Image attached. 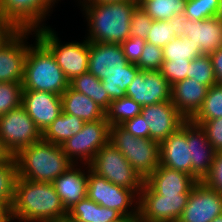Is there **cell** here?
<instances>
[{"label": "cell", "instance_id": "33", "mask_svg": "<svg viewBox=\"0 0 222 222\" xmlns=\"http://www.w3.org/2000/svg\"><path fill=\"white\" fill-rule=\"evenodd\" d=\"M222 117V85H212L202 107L190 120H214Z\"/></svg>", "mask_w": 222, "mask_h": 222}, {"label": "cell", "instance_id": "28", "mask_svg": "<svg viewBox=\"0 0 222 222\" xmlns=\"http://www.w3.org/2000/svg\"><path fill=\"white\" fill-rule=\"evenodd\" d=\"M69 87L92 99L104 111L109 108L112 101L105 92L101 80L88 71L69 81Z\"/></svg>", "mask_w": 222, "mask_h": 222}, {"label": "cell", "instance_id": "50", "mask_svg": "<svg viewBox=\"0 0 222 222\" xmlns=\"http://www.w3.org/2000/svg\"><path fill=\"white\" fill-rule=\"evenodd\" d=\"M110 222H139L138 216L122 215L120 218Z\"/></svg>", "mask_w": 222, "mask_h": 222}, {"label": "cell", "instance_id": "14", "mask_svg": "<svg viewBox=\"0 0 222 222\" xmlns=\"http://www.w3.org/2000/svg\"><path fill=\"white\" fill-rule=\"evenodd\" d=\"M222 214V194L198 181L177 222H211Z\"/></svg>", "mask_w": 222, "mask_h": 222}, {"label": "cell", "instance_id": "48", "mask_svg": "<svg viewBox=\"0 0 222 222\" xmlns=\"http://www.w3.org/2000/svg\"><path fill=\"white\" fill-rule=\"evenodd\" d=\"M190 20L185 13L173 16L169 21L173 25L177 37H183L184 22Z\"/></svg>", "mask_w": 222, "mask_h": 222}, {"label": "cell", "instance_id": "42", "mask_svg": "<svg viewBox=\"0 0 222 222\" xmlns=\"http://www.w3.org/2000/svg\"><path fill=\"white\" fill-rule=\"evenodd\" d=\"M190 63L191 61H164L160 71L172 86L185 78H189Z\"/></svg>", "mask_w": 222, "mask_h": 222}, {"label": "cell", "instance_id": "6", "mask_svg": "<svg viewBox=\"0 0 222 222\" xmlns=\"http://www.w3.org/2000/svg\"><path fill=\"white\" fill-rule=\"evenodd\" d=\"M88 166L95 174L115 185L133 190L139 196L144 179L111 143L103 146Z\"/></svg>", "mask_w": 222, "mask_h": 222}, {"label": "cell", "instance_id": "34", "mask_svg": "<svg viewBox=\"0 0 222 222\" xmlns=\"http://www.w3.org/2000/svg\"><path fill=\"white\" fill-rule=\"evenodd\" d=\"M189 78L196 80L209 88L217 84L213 64L209 54L199 55L191 60L189 65Z\"/></svg>", "mask_w": 222, "mask_h": 222}, {"label": "cell", "instance_id": "19", "mask_svg": "<svg viewBox=\"0 0 222 222\" xmlns=\"http://www.w3.org/2000/svg\"><path fill=\"white\" fill-rule=\"evenodd\" d=\"M160 165L192 176L190 147L187 142V120L160 143Z\"/></svg>", "mask_w": 222, "mask_h": 222}, {"label": "cell", "instance_id": "53", "mask_svg": "<svg viewBox=\"0 0 222 222\" xmlns=\"http://www.w3.org/2000/svg\"><path fill=\"white\" fill-rule=\"evenodd\" d=\"M216 17L220 21H222V0H219V7H218V11H217Z\"/></svg>", "mask_w": 222, "mask_h": 222}, {"label": "cell", "instance_id": "36", "mask_svg": "<svg viewBox=\"0 0 222 222\" xmlns=\"http://www.w3.org/2000/svg\"><path fill=\"white\" fill-rule=\"evenodd\" d=\"M22 83L0 82V116L22 103Z\"/></svg>", "mask_w": 222, "mask_h": 222}, {"label": "cell", "instance_id": "13", "mask_svg": "<svg viewBox=\"0 0 222 222\" xmlns=\"http://www.w3.org/2000/svg\"><path fill=\"white\" fill-rule=\"evenodd\" d=\"M53 5V0H0V14L19 30H37L46 26L42 22Z\"/></svg>", "mask_w": 222, "mask_h": 222}, {"label": "cell", "instance_id": "15", "mask_svg": "<svg viewBox=\"0 0 222 222\" xmlns=\"http://www.w3.org/2000/svg\"><path fill=\"white\" fill-rule=\"evenodd\" d=\"M172 86L160 70H140L126 90V97L141 106L171 101Z\"/></svg>", "mask_w": 222, "mask_h": 222}, {"label": "cell", "instance_id": "17", "mask_svg": "<svg viewBox=\"0 0 222 222\" xmlns=\"http://www.w3.org/2000/svg\"><path fill=\"white\" fill-rule=\"evenodd\" d=\"M32 32L19 30L0 48V82L22 83L29 46L26 41Z\"/></svg>", "mask_w": 222, "mask_h": 222}, {"label": "cell", "instance_id": "47", "mask_svg": "<svg viewBox=\"0 0 222 222\" xmlns=\"http://www.w3.org/2000/svg\"><path fill=\"white\" fill-rule=\"evenodd\" d=\"M217 84L222 85V47L209 54Z\"/></svg>", "mask_w": 222, "mask_h": 222}, {"label": "cell", "instance_id": "22", "mask_svg": "<svg viewBox=\"0 0 222 222\" xmlns=\"http://www.w3.org/2000/svg\"><path fill=\"white\" fill-rule=\"evenodd\" d=\"M209 87L191 78H185L172 85L171 101L176 110L190 120L202 107Z\"/></svg>", "mask_w": 222, "mask_h": 222}, {"label": "cell", "instance_id": "7", "mask_svg": "<svg viewBox=\"0 0 222 222\" xmlns=\"http://www.w3.org/2000/svg\"><path fill=\"white\" fill-rule=\"evenodd\" d=\"M33 32L52 52L69 81L88 71L89 41L87 39L82 43L70 42L63 45L56 32L49 26H43Z\"/></svg>", "mask_w": 222, "mask_h": 222}, {"label": "cell", "instance_id": "2", "mask_svg": "<svg viewBox=\"0 0 222 222\" xmlns=\"http://www.w3.org/2000/svg\"><path fill=\"white\" fill-rule=\"evenodd\" d=\"M82 3V4H81ZM89 26V42L121 44L130 37L135 1L94 3L80 2Z\"/></svg>", "mask_w": 222, "mask_h": 222}, {"label": "cell", "instance_id": "1", "mask_svg": "<svg viewBox=\"0 0 222 222\" xmlns=\"http://www.w3.org/2000/svg\"><path fill=\"white\" fill-rule=\"evenodd\" d=\"M67 210L51 182H33L18 177L11 207L12 221L60 222Z\"/></svg>", "mask_w": 222, "mask_h": 222}, {"label": "cell", "instance_id": "41", "mask_svg": "<svg viewBox=\"0 0 222 222\" xmlns=\"http://www.w3.org/2000/svg\"><path fill=\"white\" fill-rule=\"evenodd\" d=\"M200 125L204 130L209 143L213 149L219 153L222 152V117L214 120H191Z\"/></svg>", "mask_w": 222, "mask_h": 222}, {"label": "cell", "instance_id": "23", "mask_svg": "<svg viewBox=\"0 0 222 222\" xmlns=\"http://www.w3.org/2000/svg\"><path fill=\"white\" fill-rule=\"evenodd\" d=\"M144 182L159 195H181L191 193L198 182L194 177L184 172L172 170L159 164Z\"/></svg>", "mask_w": 222, "mask_h": 222}, {"label": "cell", "instance_id": "3", "mask_svg": "<svg viewBox=\"0 0 222 222\" xmlns=\"http://www.w3.org/2000/svg\"><path fill=\"white\" fill-rule=\"evenodd\" d=\"M14 157L18 177L33 182L52 183L73 165L61 146L43 139L22 148Z\"/></svg>", "mask_w": 222, "mask_h": 222}, {"label": "cell", "instance_id": "49", "mask_svg": "<svg viewBox=\"0 0 222 222\" xmlns=\"http://www.w3.org/2000/svg\"><path fill=\"white\" fill-rule=\"evenodd\" d=\"M11 208L0 203V222H11Z\"/></svg>", "mask_w": 222, "mask_h": 222}, {"label": "cell", "instance_id": "30", "mask_svg": "<svg viewBox=\"0 0 222 222\" xmlns=\"http://www.w3.org/2000/svg\"><path fill=\"white\" fill-rule=\"evenodd\" d=\"M18 166L14 156L0 162V203L10 208L14 201Z\"/></svg>", "mask_w": 222, "mask_h": 222}, {"label": "cell", "instance_id": "12", "mask_svg": "<svg viewBox=\"0 0 222 222\" xmlns=\"http://www.w3.org/2000/svg\"><path fill=\"white\" fill-rule=\"evenodd\" d=\"M138 66L129 63L121 44L89 42L88 72L102 80L109 74L133 73Z\"/></svg>", "mask_w": 222, "mask_h": 222}, {"label": "cell", "instance_id": "44", "mask_svg": "<svg viewBox=\"0 0 222 222\" xmlns=\"http://www.w3.org/2000/svg\"><path fill=\"white\" fill-rule=\"evenodd\" d=\"M202 182L222 194V152L216 154L210 172Z\"/></svg>", "mask_w": 222, "mask_h": 222}, {"label": "cell", "instance_id": "18", "mask_svg": "<svg viewBox=\"0 0 222 222\" xmlns=\"http://www.w3.org/2000/svg\"><path fill=\"white\" fill-rule=\"evenodd\" d=\"M21 105L42 133L63 111L61 95L50 92L23 90Z\"/></svg>", "mask_w": 222, "mask_h": 222}, {"label": "cell", "instance_id": "4", "mask_svg": "<svg viewBox=\"0 0 222 222\" xmlns=\"http://www.w3.org/2000/svg\"><path fill=\"white\" fill-rule=\"evenodd\" d=\"M28 46L25 61L23 90H36L62 95L69 80L57 64L52 52L36 37Z\"/></svg>", "mask_w": 222, "mask_h": 222}, {"label": "cell", "instance_id": "37", "mask_svg": "<svg viewBox=\"0 0 222 222\" xmlns=\"http://www.w3.org/2000/svg\"><path fill=\"white\" fill-rule=\"evenodd\" d=\"M219 0H187L184 13L191 20L216 17Z\"/></svg>", "mask_w": 222, "mask_h": 222}, {"label": "cell", "instance_id": "32", "mask_svg": "<svg viewBox=\"0 0 222 222\" xmlns=\"http://www.w3.org/2000/svg\"><path fill=\"white\" fill-rule=\"evenodd\" d=\"M187 0H149L141 8L153 20H170L173 16L184 13Z\"/></svg>", "mask_w": 222, "mask_h": 222}, {"label": "cell", "instance_id": "11", "mask_svg": "<svg viewBox=\"0 0 222 222\" xmlns=\"http://www.w3.org/2000/svg\"><path fill=\"white\" fill-rule=\"evenodd\" d=\"M189 195L190 193L162 196L144 182L139 193V222H177Z\"/></svg>", "mask_w": 222, "mask_h": 222}, {"label": "cell", "instance_id": "24", "mask_svg": "<svg viewBox=\"0 0 222 222\" xmlns=\"http://www.w3.org/2000/svg\"><path fill=\"white\" fill-rule=\"evenodd\" d=\"M77 166L73 164L52 182L66 210L87 196L88 171Z\"/></svg>", "mask_w": 222, "mask_h": 222}, {"label": "cell", "instance_id": "46", "mask_svg": "<svg viewBox=\"0 0 222 222\" xmlns=\"http://www.w3.org/2000/svg\"><path fill=\"white\" fill-rule=\"evenodd\" d=\"M19 29L0 14V48L7 43Z\"/></svg>", "mask_w": 222, "mask_h": 222}, {"label": "cell", "instance_id": "43", "mask_svg": "<svg viewBox=\"0 0 222 222\" xmlns=\"http://www.w3.org/2000/svg\"><path fill=\"white\" fill-rule=\"evenodd\" d=\"M146 40L139 37H129L121 43L124 55L129 63H137L143 53Z\"/></svg>", "mask_w": 222, "mask_h": 222}, {"label": "cell", "instance_id": "20", "mask_svg": "<svg viewBox=\"0 0 222 222\" xmlns=\"http://www.w3.org/2000/svg\"><path fill=\"white\" fill-rule=\"evenodd\" d=\"M187 142L190 147L192 177L197 181H203L210 172L217 152L209 143L200 125L191 120H187Z\"/></svg>", "mask_w": 222, "mask_h": 222}, {"label": "cell", "instance_id": "31", "mask_svg": "<svg viewBox=\"0 0 222 222\" xmlns=\"http://www.w3.org/2000/svg\"><path fill=\"white\" fill-rule=\"evenodd\" d=\"M204 53L185 37H176L163 47L164 61H191Z\"/></svg>", "mask_w": 222, "mask_h": 222}, {"label": "cell", "instance_id": "27", "mask_svg": "<svg viewBox=\"0 0 222 222\" xmlns=\"http://www.w3.org/2000/svg\"><path fill=\"white\" fill-rule=\"evenodd\" d=\"M85 121L74 115L62 113L42 133V139L61 146L69 138L76 135L84 126Z\"/></svg>", "mask_w": 222, "mask_h": 222}, {"label": "cell", "instance_id": "16", "mask_svg": "<svg viewBox=\"0 0 222 222\" xmlns=\"http://www.w3.org/2000/svg\"><path fill=\"white\" fill-rule=\"evenodd\" d=\"M141 116L146 124V138L159 143L167 139L186 121L172 101L142 106Z\"/></svg>", "mask_w": 222, "mask_h": 222}, {"label": "cell", "instance_id": "54", "mask_svg": "<svg viewBox=\"0 0 222 222\" xmlns=\"http://www.w3.org/2000/svg\"><path fill=\"white\" fill-rule=\"evenodd\" d=\"M60 222H78L75 219H72L68 216L64 217Z\"/></svg>", "mask_w": 222, "mask_h": 222}, {"label": "cell", "instance_id": "35", "mask_svg": "<svg viewBox=\"0 0 222 222\" xmlns=\"http://www.w3.org/2000/svg\"><path fill=\"white\" fill-rule=\"evenodd\" d=\"M139 71L140 69L137 68L133 73L109 74L108 77L101 80L105 92L112 101L126 97L127 87Z\"/></svg>", "mask_w": 222, "mask_h": 222}, {"label": "cell", "instance_id": "39", "mask_svg": "<svg viewBox=\"0 0 222 222\" xmlns=\"http://www.w3.org/2000/svg\"><path fill=\"white\" fill-rule=\"evenodd\" d=\"M163 62V48L146 42L140 60L136 65L140 70L155 71L161 70Z\"/></svg>", "mask_w": 222, "mask_h": 222}, {"label": "cell", "instance_id": "25", "mask_svg": "<svg viewBox=\"0 0 222 222\" xmlns=\"http://www.w3.org/2000/svg\"><path fill=\"white\" fill-rule=\"evenodd\" d=\"M63 112L74 115L85 122L101 120L105 111L92 99L68 87L61 95Z\"/></svg>", "mask_w": 222, "mask_h": 222}, {"label": "cell", "instance_id": "9", "mask_svg": "<svg viewBox=\"0 0 222 222\" xmlns=\"http://www.w3.org/2000/svg\"><path fill=\"white\" fill-rule=\"evenodd\" d=\"M0 139L11 156L22 148L42 139V132L36 127L22 105L0 116Z\"/></svg>", "mask_w": 222, "mask_h": 222}, {"label": "cell", "instance_id": "51", "mask_svg": "<svg viewBox=\"0 0 222 222\" xmlns=\"http://www.w3.org/2000/svg\"><path fill=\"white\" fill-rule=\"evenodd\" d=\"M11 155L7 152V150L4 148L2 141L0 139V162L3 160H6L10 158Z\"/></svg>", "mask_w": 222, "mask_h": 222}, {"label": "cell", "instance_id": "29", "mask_svg": "<svg viewBox=\"0 0 222 222\" xmlns=\"http://www.w3.org/2000/svg\"><path fill=\"white\" fill-rule=\"evenodd\" d=\"M142 106L132 98L123 97L111 101L109 108L105 111V117L110 126L123 124L126 120L140 115Z\"/></svg>", "mask_w": 222, "mask_h": 222}, {"label": "cell", "instance_id": "21", "mask_svg": "<svg viewBox=\"0 0 222 222\" xmlns=\"http://www.w3.org/2000/svg\"><path fill=\"white\" fill-rule=\"evenodd\" d=\"M183 37L199 45L204 54H210L222 47V21L217 17L185 21Z\"/></svg>", "mask_w": 222, "mask_h": 222}, {"label": "cell", "instance_id": "38", "mask_svg": "<svg viewBox=\"0 0 222 222\" xmlns=\"http://www.w3.org/2000/svg\"><path fill=\"white\" fill-rule=\"evenodd\" d=\"M176 37L173 25L169 20H153L146 42L163 48Z\"/></svg>", "mask_w": 222, "mask_h": 222}, {"label": "cell", "instance_id": "5", "mask_svg": "<svg viewBox=\"0 0 222 222\" xmlns=\"http://www.w3.org/2000/svg\"><path fill=\"white\" fill-rule=\"evenodd\" d=\"M111 143L145 180L160 164V143L151 138H137L121 125L109 127Z\"/></svg>", "mask_w": 222, "mask_h": 222}, {"label": "cell", "instance_id": "8", "mask_svg": "<svg viewBox=\"0 0 222 222\" xmlns=\"http://www.w3.org/2000/svg\"><path fill=\"white\" fill-rule=\"evenodd\" d=\"M85 170H88L87 197L121 215L138 216L139 196L133 190L111 183L92 172L89 166Z\"/></svg>", "mask_w": 222, "mask_h": 222}, {"label": "cell", "instance_id": "40", "mask_svg": "<svg viewBox=\"0 0 222 222\" xmlns=\"http://www.w3.org/2000/svg\"><path fill=\"white\" fill-rule=\"evenodd\" d=\"M152 22L153 19L141 8V6H136L133 10L129 28L130 37H139L146 40L152 28Z\"/></svg>", "mask_w": 222, "mask_h": 222}, {"label": "cell", "instance_id": "52", "mask_svg": "<svg viewBox=\"0 0 222 222\" xmlns=\"http://www.w3.org/2000/svg\"><path fill=\"white\" fill-rule=\"evenodd\" d=\"M134 0H83L80 2H94V3H111V2H129Z\"/></svg>", "mask_w": 222, "mask_h": 222}, {"label": "cell", "instance_id": "56", "mask_svg": "<svg viewBox=\"0 0 222 222\" xmlns=\"http://www.w3.org/2000/svg\"><path fill=\"white\" fill-rule=\"evenodd\" d=\"M137 4V6H141L144 2H147L149 0H134Z\"/></svg>", "mask_w": 222, "mask_h": 222}, {"label": "cell", "instance_id": "45", "mask_svg": "<svg viewBox=\"0 0 222 222\" xmlns=\"http://www.w3.org/2000/svg\"><path fill=\"white\" fill-rule=\"evenodd\" d=\"M121 126L130 132L134 137L146 138V124L144 118L140 115L126 120Z\"/></svg>", "mask_w": 222, "mask_h": 222}, {"label": "cell", "instance_id": "26", "mask_svg": "<svg viewBox=\"0 0 222 222\" xmlns=\"http://www.w3.org/2000/svg\"><path fill=\"white\" fill-rule=\"evenodd\" d=\"M67 216L78 222H110L122 215L117 210L100 206L86 196L67 210Z\"/></svg>", "mask_w": 222, "mask_h": 222}, {"label": "cell", "instance_id": "55", "mask_svg": "<svg viewBox=\"0 0 222 222\" xmlns=\"http://www.w3.org/2000/svg\"><path fill=\"white\" fill-rule=\"evenodd\" d=\"M211 222H222V214L219 216H216Z\"/></svg>", "mask_w": 222, "mask_h": 222}, {"label": "cell", "instance_id": "10", "mask_svg": "<svg viewBox=\"0 0 222 222\" xmlns=\"http://www.w3.org/2000/svg\"><path fill=\"white\" fill-rule=\"evenodd\" d=\"M109 127L106 117L85 122L83 128L61 145L67 158L73 163L87 166L97 152L109 142ZM82 161V162H81Z\"/></svg>", "mask_w": 222, "mask_h": 222}]
</instances>
